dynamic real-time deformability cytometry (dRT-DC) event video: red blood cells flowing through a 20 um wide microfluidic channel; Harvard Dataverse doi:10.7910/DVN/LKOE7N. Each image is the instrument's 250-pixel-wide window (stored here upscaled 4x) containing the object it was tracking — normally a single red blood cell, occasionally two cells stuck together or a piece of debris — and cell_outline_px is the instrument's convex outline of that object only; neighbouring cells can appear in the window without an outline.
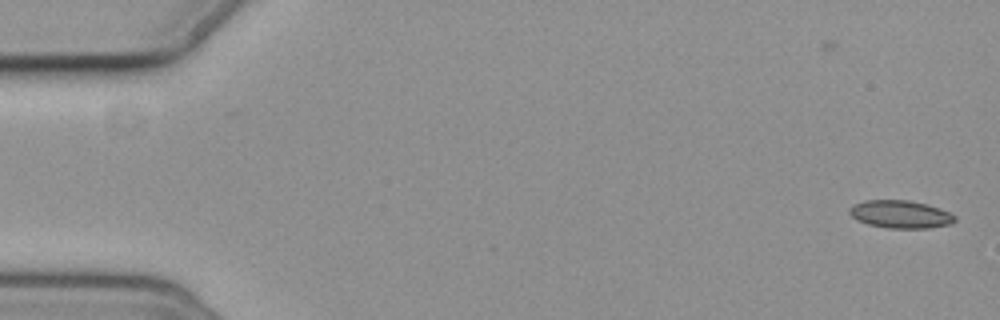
{"species": "common noctule bat (a hibernating species)", "species_latin": "Nyctalus noctula", "temperature_condition": "cold", "stored_images_in_passage": 2, "camera_frame_rate_fps": 3000, "um_per_image_px": 0.085, "animal": {"sex": "female", "body_mass_g": 19.3, "forearm_length_mm": 54.1}, "frame": {"image": 1, "passage_image": 2, "time_ms": 1.0, "image_size_px": [1000, 320], "cell_outline_px": [[956, 220], [952, 224], [928, 228], [888, 228], [868, 224], [856, 220], [848, 212], [848, 208], [864, 200], [908, 200], [940, 208], [956, 216]], "centroid_in_image_um": [76.53, 18.22], "position_along_channel_um": 8.5, "area_um2": 17.05}}